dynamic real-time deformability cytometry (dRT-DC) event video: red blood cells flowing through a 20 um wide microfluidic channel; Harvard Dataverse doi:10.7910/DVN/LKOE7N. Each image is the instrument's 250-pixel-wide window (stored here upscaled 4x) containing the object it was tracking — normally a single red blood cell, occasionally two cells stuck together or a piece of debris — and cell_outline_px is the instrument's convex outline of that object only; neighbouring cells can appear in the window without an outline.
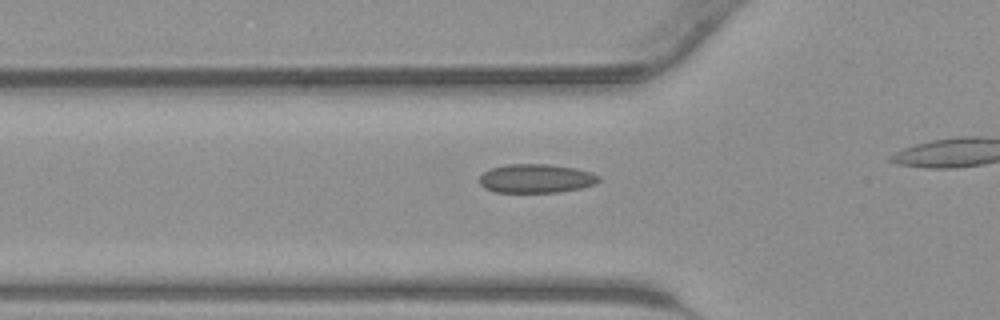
{"species": "common noctule bat (a hibernating species)", "species_latin": "Nyctalus noctula", "temperature_condition": "warm", "stored_images_in_passage": 31, "camera_frame_rate_fps": 3000, "um_per_image_px": 0.085, "animal": {"sex": "male", "body_mass_g": 23.1, "forearm_length_mm": 52.7}, "frame": {"image": 1, "passage_image": 11, "time_ms": 3.333, "image_size_px": [1000, 320], "cell_outline_px": [[600, 180], [596, 184], [580, 188], [560, 192], [496, 192], [484, 188], [480, 184], [480, 176], [484, 172], [492, 168], [508, 164], [548, 164], [576, 168], [592, 172], [600, 176]], "centroid_in_image_um": [45.6, 15.17], "position_along_channel_um": 80.2, "area_um2": 20.11}}
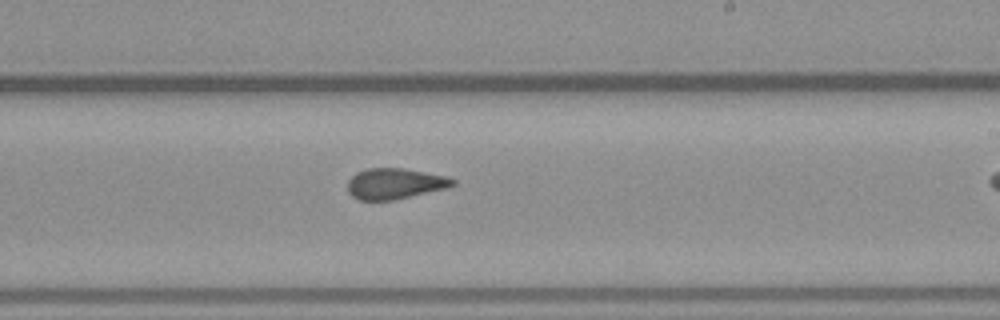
{"frame": {"image": 2, "passage_image": 22, "time_ms": 7.0, "image_size_px": [1000, 320], "cell_outline_px": [[456, 184], [448, 188], [392, 200], [360, 200], [352, 196], [348, 192], [348, 180], [356, 172], [368, 168], [404, 168], [444, 176], [456, 180]], "centroid_in_image_um": [33.55, 15.61], "position_along_channel_um": 255.4, "area_um2": 18.79}}
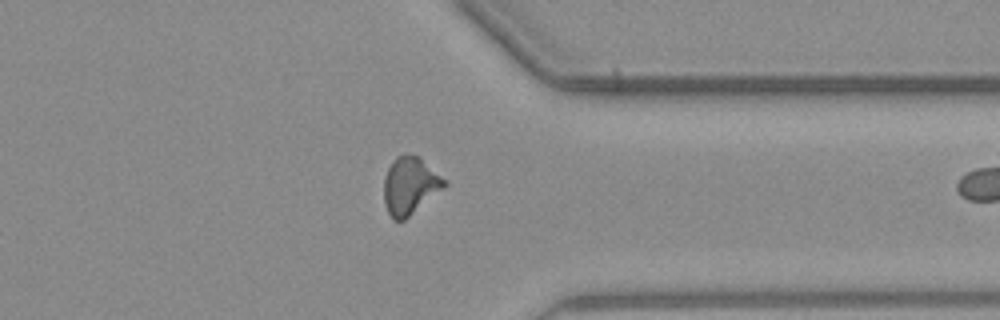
{"frame": {"image": 3, "passage_image": 30, "time_ms": 9.667, "image_size_px": [1000, 320], "cell_outline_px": [[448, 184], [444, 188], [404, 220], [392, 220], [384, 204], [384, 176], [392, 160], [396, 156], [404, 152], [408, 152], [420, 156], [448, 180]], "centroid_in_image_um": [34.86, 15.73], "position_along_channel_um": 376.5, "area_um2": 20.75}}